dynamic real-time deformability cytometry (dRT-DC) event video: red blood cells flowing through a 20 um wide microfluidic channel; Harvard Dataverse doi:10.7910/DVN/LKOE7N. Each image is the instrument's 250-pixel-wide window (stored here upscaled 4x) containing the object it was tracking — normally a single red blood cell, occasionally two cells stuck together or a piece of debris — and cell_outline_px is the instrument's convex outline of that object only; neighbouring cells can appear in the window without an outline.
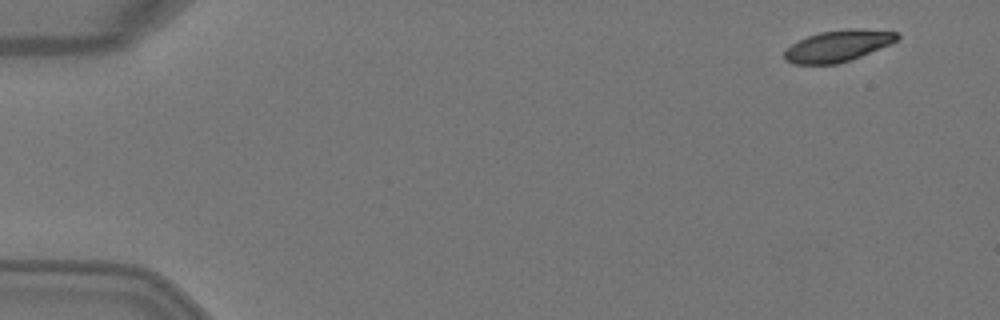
{"species": "Egyptian fruit bat (a non-hibernating species)", "species_latin": "Rousettus aegyptiacus", "temperature_condition": "warm", "stored_images_in_passage": 6, "camera_frame_rate_fps": 3000, "um_per_image_px": 0.085, "animal": {"sex": "female"}, "frame": {"image": 1, "passage_image": 1, "time_ms": 0.0, "image_size_px": [1000, 320], "cell_outline_px": [[900, 36], [896, 40], [888, 44], [860, 56], [836, 64], [792, 64], [784, 60], [784, 52], [792, 44], [808, 36], [820, 32], [852, 28], [896, 32]], "centroid_in_image_um": [71.17, 3.91], "position_along_channel_um": 13.8, "area_um2": 20.17}}
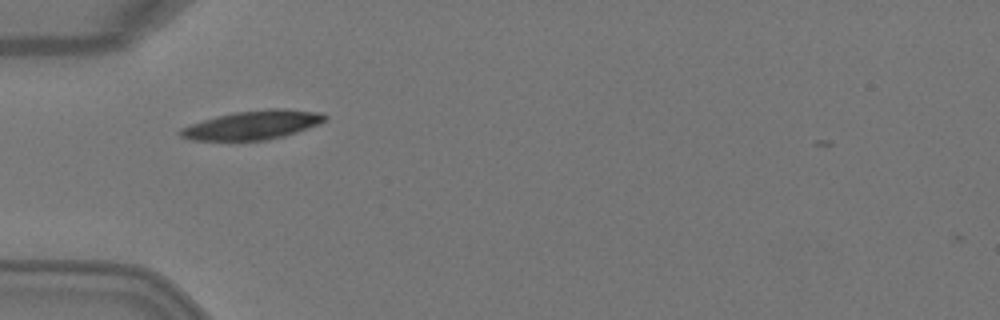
{"frame": {"image": 2, "passage_image": 4, "time_ms": 1.0, "image_size_px": [1000, 320], "cell_outline_px": [[328, 116], [324, 120], [308, 128], [284, 136], [268, 140], [192, 140], [180, 136], [176, 132], [180, 128], [216, 116], [232, 112], [268, 108], [284, 108], [320, 112]], "centroid_in_image_um": [21.46, 10.61], "position_along_channel_um": 63.5, "area_um2": 24.33}}
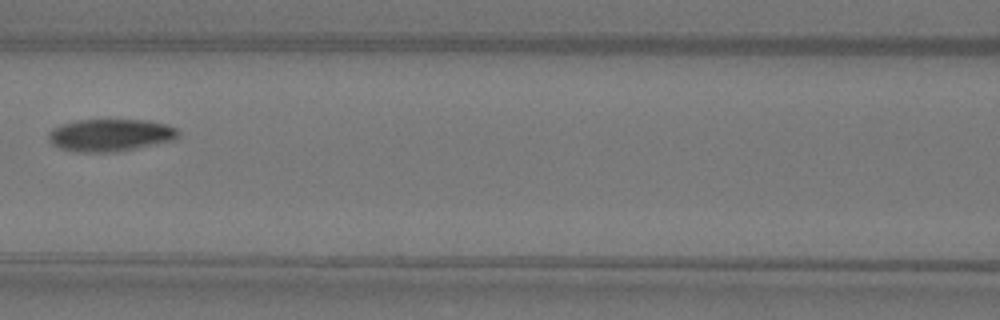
{"frame": {"image": 3, "passage_image": 6, "time_ms": 1.667, "image_size_px": [1000, 320], "cell_outline_px": [[180, 136], [176, 140], [116, 152], [76, 152], [60, 148], [52, 144], [48, 140], [48, 132], [52, 128], [60, 124], [76, 120], [148, 120], [168, 124], [176, 128], [180, 132]], "centroid_in_image_um": [9.39, 11.48], "position_along_channel_um": 157.2, "area_um2": 24.85}}